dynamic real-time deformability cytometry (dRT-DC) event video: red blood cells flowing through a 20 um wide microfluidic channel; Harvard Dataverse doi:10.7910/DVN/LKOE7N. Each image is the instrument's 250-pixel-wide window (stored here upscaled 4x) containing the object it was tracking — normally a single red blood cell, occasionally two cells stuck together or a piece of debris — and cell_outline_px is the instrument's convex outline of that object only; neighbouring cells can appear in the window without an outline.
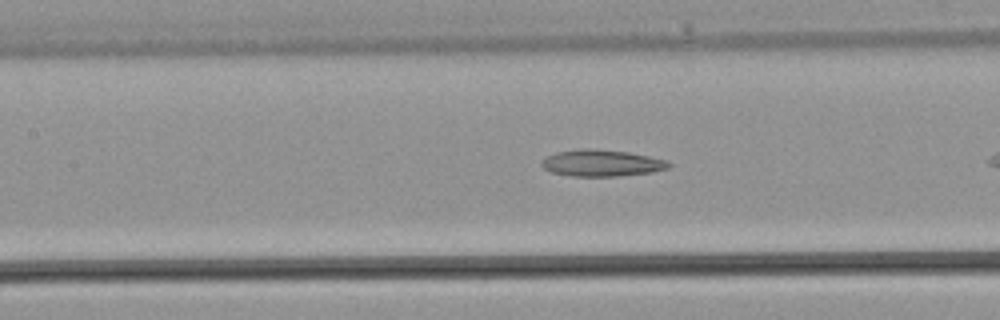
{"species": "common noctule bat (a hibernating species)", "species_latin": "Nyctalus noctula", "temperature_condition": "warm", "stored_images_in_passage": 29, "camera_frame_rate_fps": 3000, "um_per_image_px": 0.085, "animal": {"sex": "male", "body_mass_g": 21.5, "forearm_length_mm": 52.0}, "frame": {"image": 1, "passage_image": 17, "time_ms": 5.333, "image_size_px": [1000, 320], "cell_outline_px": [[672, 164], [668, 168], [652, 172], [616, 176], [572, 176], [552, 172], [544, 168], [540, 164], [548, 156], [556, 152], [580, 148], [592, 148], [628, 152], [648, 156], [664, 160]], "centroid_in_image_um": [51.13, 13.85], "position_along_channel_um": 156.3, "area_um2": 19.54}}